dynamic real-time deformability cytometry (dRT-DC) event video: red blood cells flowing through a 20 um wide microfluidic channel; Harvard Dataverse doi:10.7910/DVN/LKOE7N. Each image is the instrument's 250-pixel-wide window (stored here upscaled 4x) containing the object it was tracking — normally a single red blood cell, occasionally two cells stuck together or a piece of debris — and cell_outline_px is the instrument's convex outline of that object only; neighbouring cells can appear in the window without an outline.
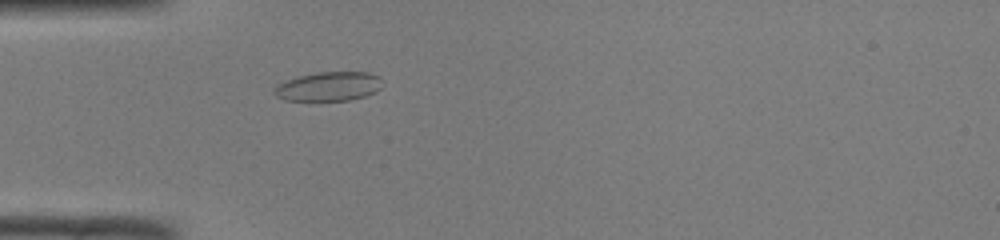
{"species": "common noctule bat (a hibernating species)", "species_latin": "Nyctalus noctula", "temperature_condition": "room temperature", "stored_images_in_passage": 38, "camera_frame_rate_fps": 3000, "um_per_image_px": 0.085, "animal": {"sex": "male", "body_mass_g": 19.0, "forearm_length_mm": 50.8}, "frame": {"image": 1, "passage_image": 4, "time_ms": 1.0, "image_size_px": [1000, 240], "cell_outline_px": [[380, 88], [376, 92], [364, 96], [348, 100], [284, 100], [276, 96], [272, 92], [276, 84], [300, 76], [316, 72], [368, 72], [380, 76]], "centroid_in_image_um": [27.92, 7.34], "position_along_channel_um": 57.1, "area_um2": 18.26}}
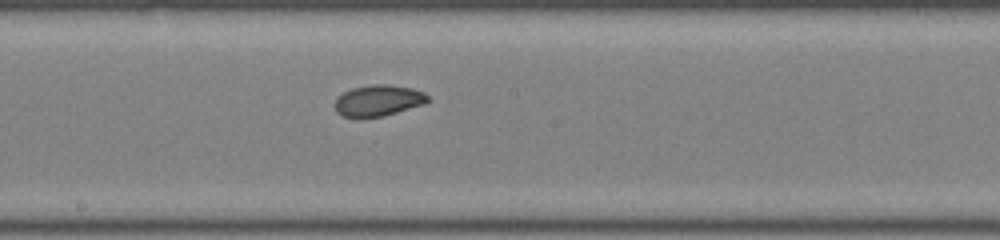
{"frame": {"image": 2, "passage_image": 16, "time_ms": 5.0, "image_size_px": [1000, 240], "cell_outline_px": [[428, 100], [424, 104], [384, 116], [356, 120], [340, 116], [336, 112], [336, 100], [344, 92], [352, 88], [372, 84], [388, 84], [412, 88], [424, 92], [428, 96]], "centroid_in_image_um": [32.12, 8.58], "position_along_channel_um": 216.1, "area_um2": 17.22}}
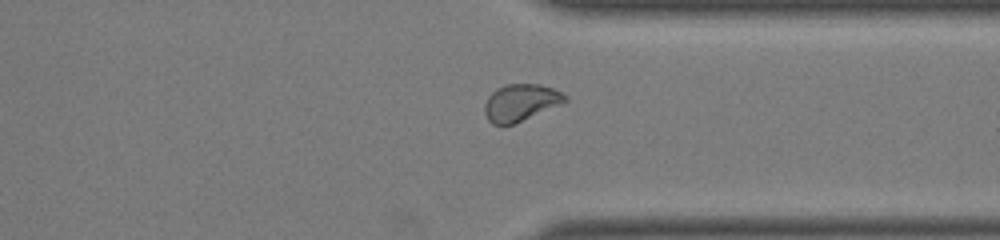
{"frame": {"image": 3, "passage_image": 27, "time_ms": 8.667, "image_size_px": [1000, 240], "cell_outline_px": [[568, 100], [512, 124], [492, 124], [488, 120], [484, 112], [484, 104], [488, 96], [496, 88], [508, 84], [540, 84], [552, 88], [568, 96]], "centroid_in_image_um": [44.21, 8.69], "position_along_channel_um": 367.2, "area_um2": 16.94}, "authors_computed_cell_mechanics": {"area_um2": 17.6001, "velocity_mm_per_s": 4.1099, "shape_relaxation_time_tau1_ms": 3.3186, "shape_relaxation_time_tau2_ms": 1.9477, "deformation_change_tau1": 0.0869, "deformation_change_tau2": 0.0544}}